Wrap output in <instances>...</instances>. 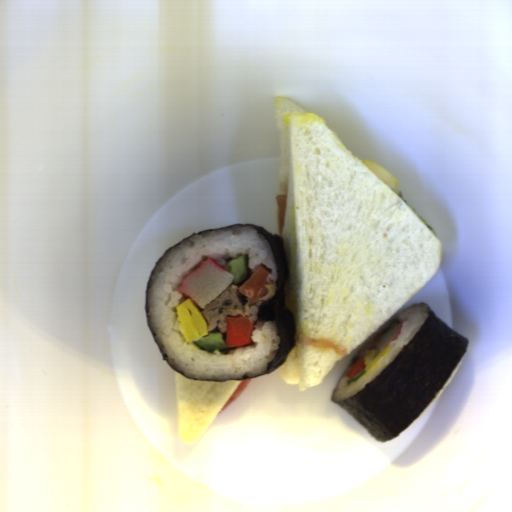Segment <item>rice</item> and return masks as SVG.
I'll use <instances>...</instances> for the list:
<instances>
[{
  "label": "rice",
  "mask_w": 512,
  "mask_h": 512,
  "mask_svg": "<svg viewBox=\"0 0 512 512\" xmlns=\"http://www.w3.org/2000/svg\"><path fill=\"white\" fill-rule=\"evenodd\" d=\"M248 254L250 275L263 265L268 293L251 304L248 314L255 323L252 345L206 352L193 342L186 343L176 307L188 297L178 287L189 272L209 257L222 268L232 259ZM248 277V278H249ZM278 284L276 261L265 236L256 228L226 227L189 237L172 249L154 268L148 285L147 308L151 332L168 363L181 375L192 379L236 381L266 374L281 348V334L275 321H260L257 313L273 298Z\"/></svg>",
  "instance_id": "1"
},
{
  "label": "rice",
  "mask_w": 512,
  "mask_h": 512,
  "mask_svg": "<svg viewBox=\"0 0 512 512\" xmlns=\"http://www.w3.org/2000/svg\"><path fill=\"white\" fill-rule=\"evenodd\" d=\"M429 315L428 307L424 303L414 304L409 306L395 317V321L402 322V328L400 334L387 346L389 350L384 357L378 362V367L372 369L369 373L362 375L356 381L348 384V380L352 379L347 376L349 370L358 362L361 358L360 352L373 342L374 336L355 356L346 370L343 372L338 384L332 392V398L335 402H341L353 396H356L361 392L365 386L371 382L375 377L382 373L388 365L396 358V356L403 350V348L409 343V341L415 336V334L422 327L424 322L427 320Z\"/></svg>",
  "instance_id": "2"
},
{
  "label": "rice",
  "mask_w": 512,
  "mask_h": 512,
  "mask_svg": "<svg viewBox=\"0 0 512 512\" xmlns=\"http://www.w3.org/2000/svg\"><path fill=\"white\" fill-rule=\"evenodd\" d=\"M461 364H462V360H461L460 364L457 366V368L454 370V372L451 374V376L448 378V380L445 382V384L442 386V388L439 390V392L436 394V396L433 398V400L423 409V411L414 420L420 419L423 416V414L428 410V408L434 403V401L440 396V394L445 390V388L448 386V384L451 382V380L456 375Z\"/></svg>",
  "instance_id": "3"
}]
</instances>
